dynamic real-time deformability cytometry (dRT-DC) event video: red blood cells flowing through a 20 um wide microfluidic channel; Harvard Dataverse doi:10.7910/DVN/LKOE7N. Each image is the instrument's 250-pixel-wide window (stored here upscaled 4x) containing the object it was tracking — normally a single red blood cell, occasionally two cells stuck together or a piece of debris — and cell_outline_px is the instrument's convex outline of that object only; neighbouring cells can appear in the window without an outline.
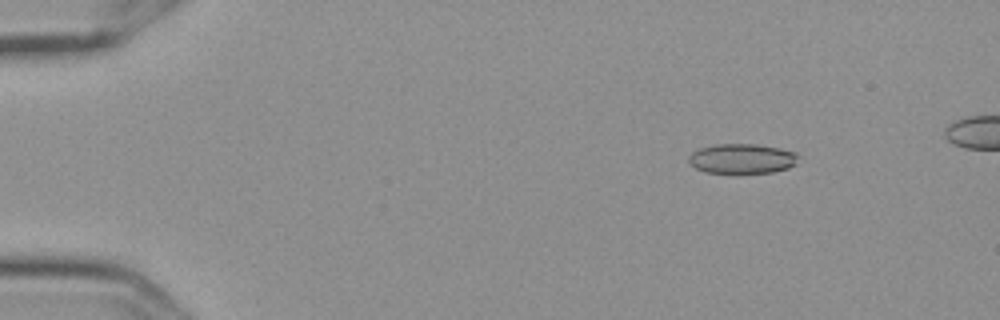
{"species": "Egyptian fruit bat (a non-hibernating species)", "species_latin": "Rousettus aegyptiacus", "temperature_condition": "cold", "stored_images_in_passage": 50, "camera_frame_rate_fps": 3000, "um_per_image_px": 0.085, "frame": {"image": 1, "passage_image": 3, "time_ms": 0.667, "image_size_px": [1000, 320], "cell_outline_px": [[800, 156], [796, 164], [788, 168], [772, 172], [736, 176], [704, 172], [696, 168], [688, 160], [688, 156], [692, 152], [700, 148], [716, 144], [756, 144], [780, 148], [796, 152]], "centroid_in_image_um": [63.08, 13.53], "position_along_channel_um": 21.9, "area_um2": 19.94}}
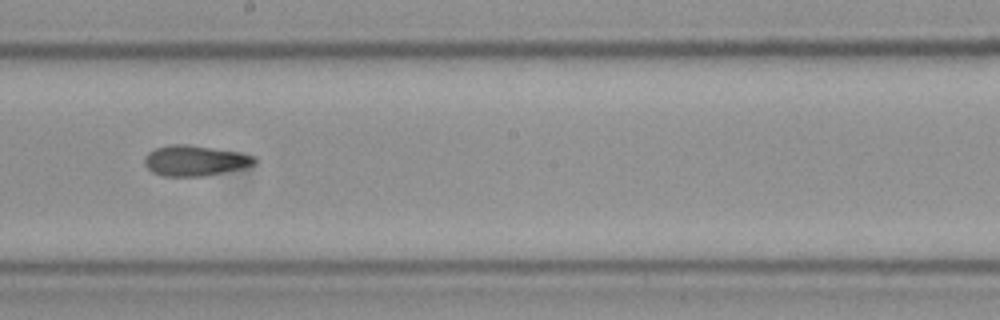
{"frame": {"image": 2, "passage_image": 28, "time_ms": 9.0, "image_size_px": [1000, 320], "cell_outline_px": [[256, 164], [240, 168], [200, 176], [164, 176], [152, 172], [144, 164], [144, 156], [148, 152], [156, 148], [172, 144], [188, 144], [236, 152], [256, 156]], "centroid_in_image_um": [16.52, 13.64], "position_along_channel_um": 231.7, "area_um2": 19.25}}
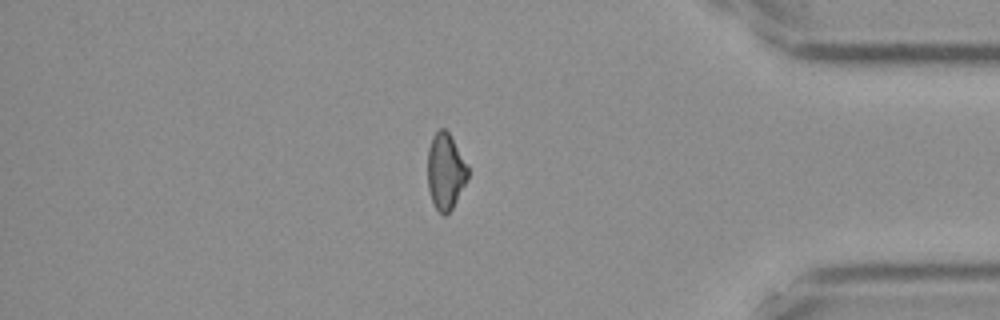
{"frame": {"image": 3, "passage_image": 44, "time_ms": 14.333, "image_size_px": [1000, 320], "cell_outline_px": [[468, 176], [452, 208], [444, 216], [436, 208], [432, 200], [428, 188], [428, 148], [432, 136], [440, 128], [444, 128], [448, 132], [468, 168]], "centroid_in_image_um": [37.84, 14.56], "position_along_channel_um": 397.4, "area_um2": 17.34}}